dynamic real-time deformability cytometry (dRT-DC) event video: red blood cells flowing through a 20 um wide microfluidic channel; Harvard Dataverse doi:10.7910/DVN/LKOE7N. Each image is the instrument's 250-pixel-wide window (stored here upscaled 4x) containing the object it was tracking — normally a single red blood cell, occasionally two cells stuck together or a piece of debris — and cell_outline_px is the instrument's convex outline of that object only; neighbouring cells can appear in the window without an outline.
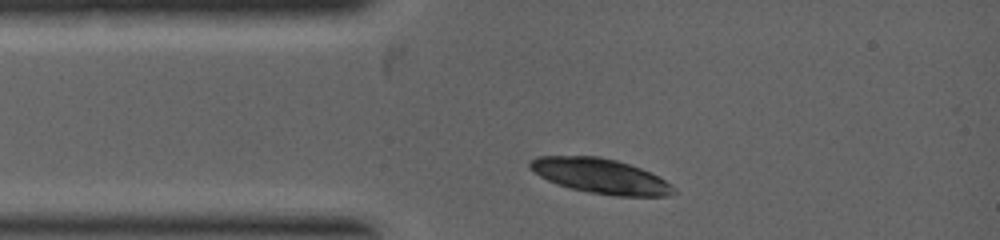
{"species": "common noctule bat (a hibernating species)", "species_latin": "Nyctalus noctula", "temperature_condition": "warm", "stored_images_in_passage": 4, "segment_of_instrument_passage": [2, 2], "camera_frame_rate_fps": 5000, "um_per_image_px": 0.085, "animal": {"sex": "female", "body_mass_g": 19.0, "forearm_length_mm": 53.3}, "frame": {"image": 1, "passage_image": 4, "time_ms": 3.4, "image_size_px": [1000, 240], "cell_outline_px": [[676, 192], [668, 196], [616, 196], [588, 192], [568, 188], [548, 180], [540, 176], [528, 168], [528, 160], [536, 156], [600, 156], [616, 160], [640, 168], [672, 184], [676, 188]], "centroid_in_image_um": [51.0, 14.96], "position_along_channel_um": 34.0, "area_um2": 29.3}}